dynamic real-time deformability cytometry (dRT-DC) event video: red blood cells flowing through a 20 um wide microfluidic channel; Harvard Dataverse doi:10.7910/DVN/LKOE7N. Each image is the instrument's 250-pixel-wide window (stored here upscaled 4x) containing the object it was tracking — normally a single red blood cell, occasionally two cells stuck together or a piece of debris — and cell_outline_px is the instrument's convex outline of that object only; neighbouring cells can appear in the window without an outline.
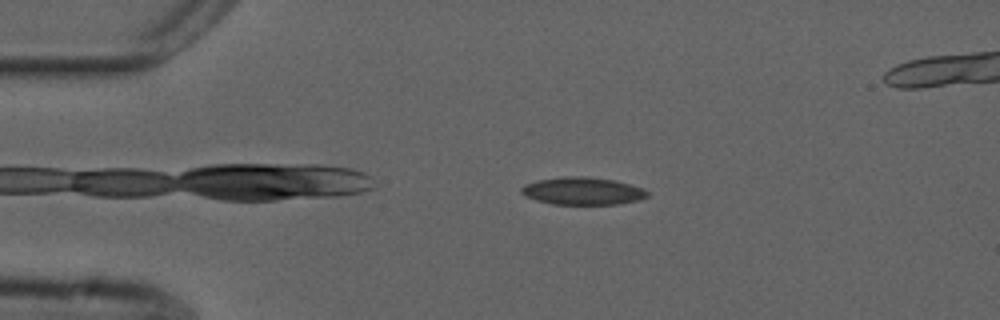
{"species": "common noctule bat (a hibernating species)", "species_latin": "Nyctalus noctula", "temperature_condition": "cold", "stored_images_in_passage": 48, "camera_frame_rate_fps": 3000, "um_per_image_px": 0.085, "animal": {"sex": "male", "forearm_length_mm": 52.5}, "frame": {"image": 1, "passage_image": 6, "time_ms": 1.667, "image_size_px": [1000, 320], "cell_outline_px": [[648, 196], [640, 200], [620, 204], [552, 204], [536, 200], [524, 196], [520, 192], [520, 188], [524, 184], [536, 180], [564, 176], [584, 176], [612, 180], [644, 188], [648, 192]], "centroid_in_image_um": [49.49, 16.24], "position_along_channel_um": 35.5, "area_um2": 20.35}}
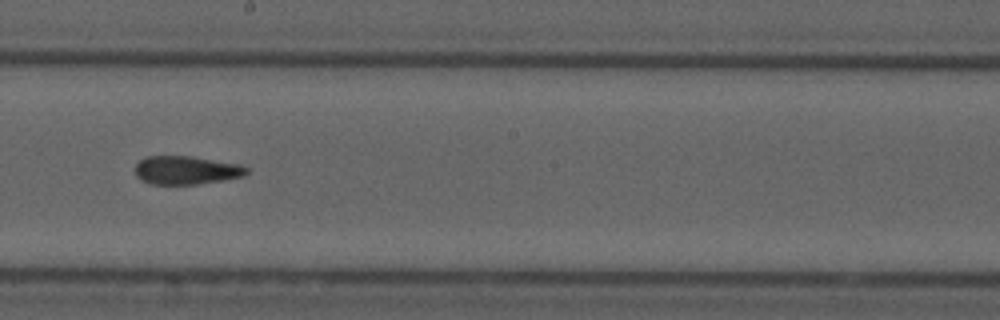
{"frame": {"image": 2, "passage_image": 25, "time_ms": 8.0, "image_size_px": [1000, 320], "cell_outline_px": [[248, 172], [244, 176], [224, 180], [196, 184], [148, 184], [140, 180], [136, 176], [136, 164], [140, 160], [148, 156], [192, 156], [240, 164], [248, 168]], "centroid_in_image_um": [15.83, 14.47], "position_along_channel_um": 232.4, "area_um2": 18.55}}
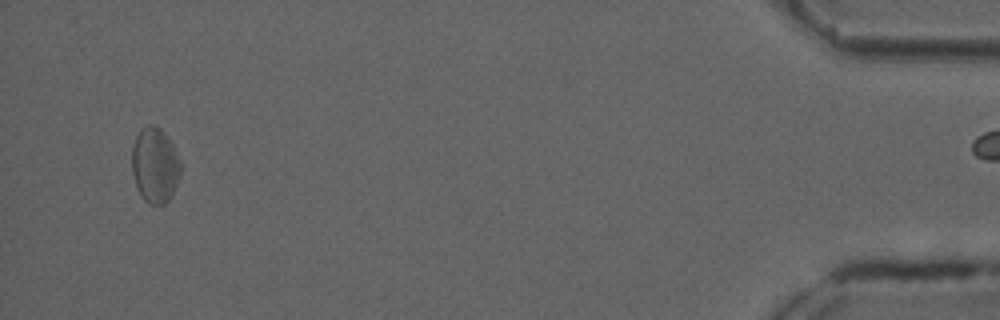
{"frame": {"image": 3, "passage_image": 47, "time_ms": 15.333, "image_size_px": [1000, 320], "cell_outline_px": [[180, 176], [172, 196], [164, 204], [148, 204], [144, 200], [136, 184], [132, 172], [132, 144], [140, 128], [148, 124], [152, 124], [160, 128], [172, 144], [180, 160]], "centroid_in_image_um": [13.16, 14.03], "position_along_channel_um": 422.0, "area_um2": 21.39}}